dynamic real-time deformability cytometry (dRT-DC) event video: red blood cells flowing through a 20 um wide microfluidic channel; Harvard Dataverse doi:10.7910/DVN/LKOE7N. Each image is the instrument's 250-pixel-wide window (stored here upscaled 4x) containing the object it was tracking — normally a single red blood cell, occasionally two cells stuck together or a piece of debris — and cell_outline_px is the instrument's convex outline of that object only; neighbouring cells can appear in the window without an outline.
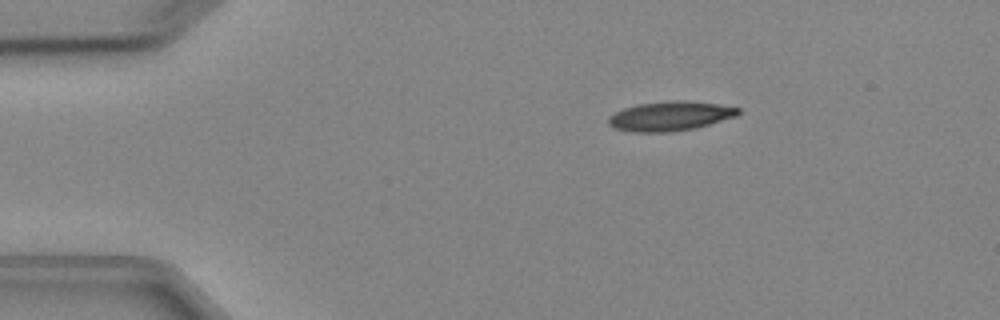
{"species": "Egyptian fruit bat (a non-hibernating species)", "species_latin": "Rousettus aegyptiacus", "temperature_condition": "cold", "stored_images_in_passage": 5, "camera_frame_rate_fps": 3000, "um_per_image_px": 0.085, "animal": {"sex": "female"}, "frame": {"image": 1, "passage_image": 1, "time_ms": 0.0, "image_size_px": [1000, 320], "cell_outline_px": [[740, 112], [736, 116], [696, 128], [672, 132], [632, 132], [612, 128], [608, 124], [608, 116], [624, 108], [636, 104], [672, 100], [684, 100], [720, 104], [740, 108]], "centroid_in_image_um": [56.94, 9.87], "position_along_channel_um": 28.1, "area_um2": 22.48}}
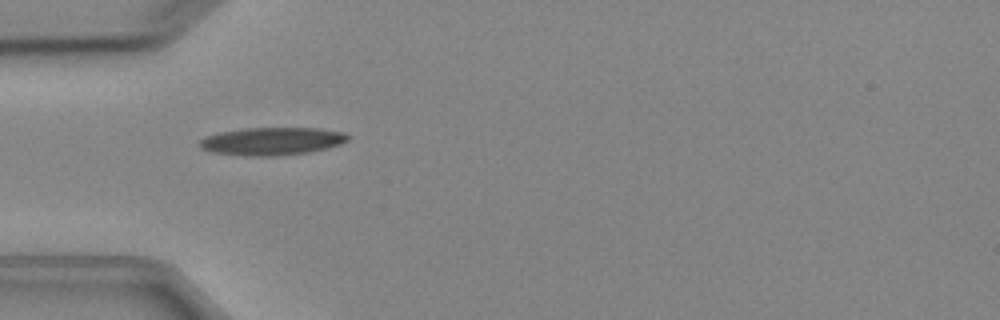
{"frame": {"image": 2, "passage_image": 3, "time_ms": 2.333, "image_size_px": [1000, 320], "cell_outline_px": [[348, 140], [340, 144], [308, 152], [276, 156], [244, 156], [212, 152], [200, 148], [200, 140], [204, 136], [220, 132], [244, 128], [316, 128], [344, 132], [348, 136]], "centroid_in_image_um": [23.07, 12.0], "position_along_channel_um": 61.9, "area_um2": 23.93}}